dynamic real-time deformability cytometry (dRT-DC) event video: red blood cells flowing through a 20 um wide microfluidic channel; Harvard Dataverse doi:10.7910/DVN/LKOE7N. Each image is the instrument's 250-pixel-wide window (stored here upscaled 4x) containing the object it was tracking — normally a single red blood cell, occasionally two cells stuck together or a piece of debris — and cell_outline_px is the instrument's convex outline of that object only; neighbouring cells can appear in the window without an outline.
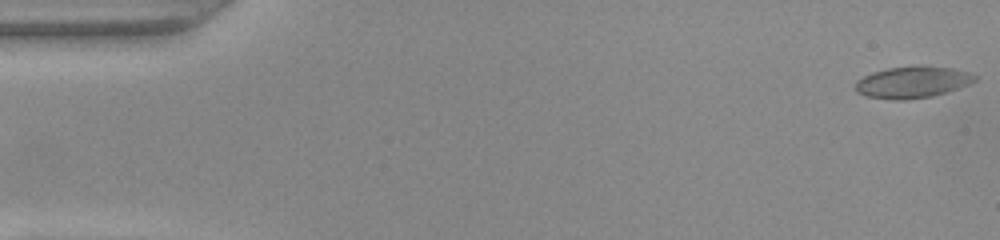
{"species": "common noctule bat (a hibernating species)", "species_latin": "Nyctalus noctula", "temperature_condition": "warm", "stored_images_in_passage": 51, "camera_frame_rate_fps": 3000, "um_per_image_px": 0.085, "animal": {"sex": "female", "body_mass_g": 22.0, "forearm_length_mm": 56.7}, "frame": {"image": 1, "passage_image": 1, "time_ms": 0.0, "image_size_px": [1000, 240], "cell_outline_px": [[976, 80], [968, 84], [932, 96], [904, 100], [896, 100], [864, 96], [856, 92], [856, 80], [872, 72], [888, 68], [952, 68], [968, 72], [976, 76]], "centroid_in_image_um": [77.49, 7.02], "position_along_channel_um": 7.5, "area_um2": 21.15}}
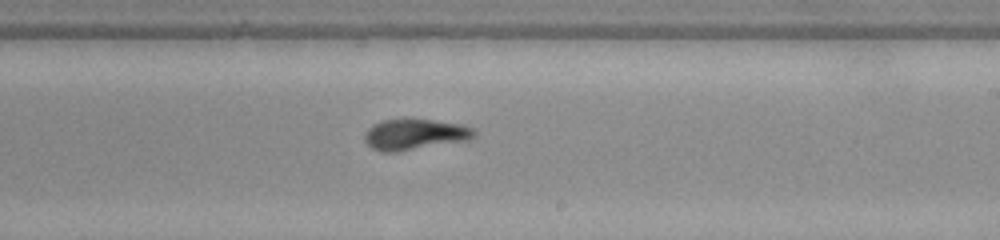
{"frame": {"image": 2, "passage_image": 30, "time_ms": 9.667, "image_size_px": [1000, 240], "cell_outline_px": [[476, 136], [468, 140], [396, 152], [380, 152], [372, 148], [364, 140], [364, 132], [372, 124], [380, 120], [432, 120], [460, 124], [476, 128]], "centroid_in_image_um": [35.25, 11.43], "position_along_channel_um": 253.7, "area_um2": 19.71}}
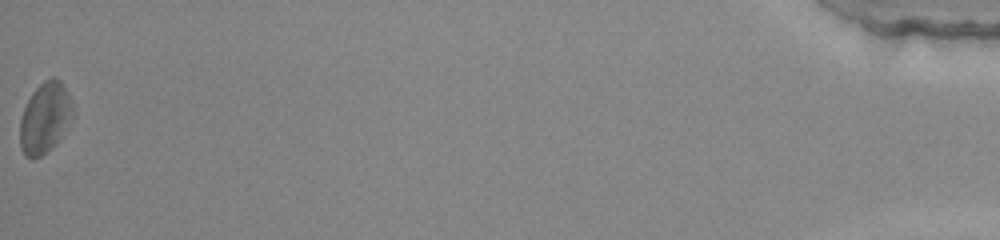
{"frame": {"image": 3, "passage_image": 51, "time_ms": 16.667, "image_size_px": [1000, 240], "cell_outline_px": [[76, 116], [60, 136], [40, 156], [32, 160], [24, 156], [20, 148], [20, 120], [24, 108], [32, 92], [44, 80], [52, 76], [60, 80], [72, 104]], "centroid_in_image_um": [3.81, 10.01], "position_along_channel_um": 431.4, "area_um2": 21.62}, "authors_computed_cell_mechanics": {"area_um2": 20.2878, "velocity_mm_per_s": 4.0056, "shape_relaxation_time_tau1_ms": null, "shape_relaxation_time_tau2_ms": 3.1737, "deformation_change_tau1": null, "deformation_change_tau2": 0.1133}}